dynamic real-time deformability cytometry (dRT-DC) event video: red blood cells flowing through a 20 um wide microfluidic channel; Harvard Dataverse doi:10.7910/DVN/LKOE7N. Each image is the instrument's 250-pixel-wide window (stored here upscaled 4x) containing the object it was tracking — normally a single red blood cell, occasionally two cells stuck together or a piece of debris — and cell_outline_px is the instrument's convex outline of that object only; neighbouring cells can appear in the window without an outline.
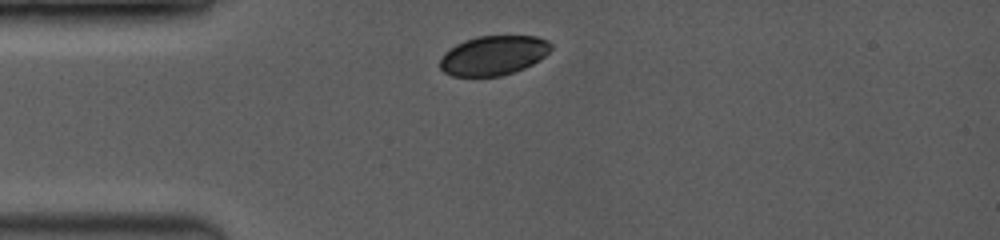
{"species": "common noctule bat (a hibernating species)", "species_latin": "Nyctalus noctula", "temperature_condition": "room temperature", "stored_images_in_passage": 37, "camera_frame_rate_fps": 3500, "um_per_image_px": 0.085, "animal": {"sex": "female", "body_mass_g": 19.0, "forearm_length_mm": 53.3}, "frame": {"image": 1, "passage_image": 1, "time_ms": 0.0, "image_size_px": [1000, 240], "cell_outline_px": [[552, 48], [540, 60], [524, 68], [500, 76], [452, 76], [444, 72], [440, 68], [440, 60], [444, 52], [456, 44], [464, 40], [476, 36], [536, 36], [548, 40], [552, 44]], "centroid_in_image_um": [41.94, 4.7], "position_along_channel_um": 43.1, "area_um2": 25.61}}
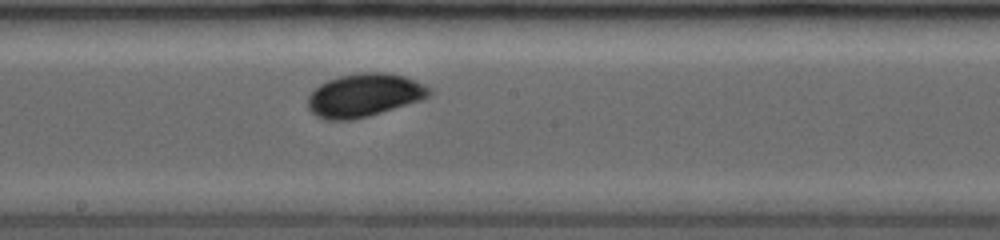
{"frame": {"image": 2, "passage_image": 16, "time_ms": 4.857, "image_size_px": [1000, 240], "cell_outline_px": [[432, 92], [428, 96], [420, 100], [368, 116], [352, 120], [324, 120], [316, 116], [308, 108], [308, 96], [320, 84], [328, 80], [340, 76], [360, 72], [388, 72], [404, 76], [416, 80], [432, 88]], "centroid_in_image_um": [30.96, 8.09], "position_along_channel_um": 217.2, "area_um2": 30.58}}
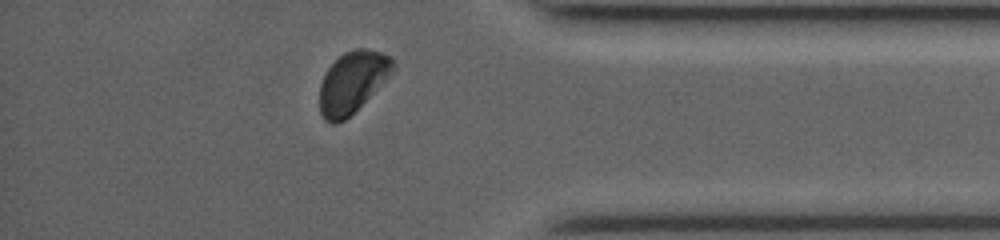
{"frame": {"image": 3, "passage_image": 32, "time_ms": 9.714, "image_size_px": [1000, 240], "cell_outline_px": [[396, 68], [344, 120], [336, 124], [332, 124], [324, 120], [320, 112], [320, 84], [328, 68], [344, 52], [356, 48], [364, 48], [380, 52], [392, 56], [396, 64]], "centroid_in_image_um": [29.94, 6.95], "position_along_channel_um": 405.3, "area_um2": 25.72}, "authors_computed_cell_mechanics": {"area_um2": 28.9578, "velocity_mm_per_s": 4.0318, "shape_relaxation_time_tau1_ms": 1.0998, "shape_relaxation_time_tau2_ms": null, "deformation_change_tau1": 0.0617, "deformation_change_tau2": null}}